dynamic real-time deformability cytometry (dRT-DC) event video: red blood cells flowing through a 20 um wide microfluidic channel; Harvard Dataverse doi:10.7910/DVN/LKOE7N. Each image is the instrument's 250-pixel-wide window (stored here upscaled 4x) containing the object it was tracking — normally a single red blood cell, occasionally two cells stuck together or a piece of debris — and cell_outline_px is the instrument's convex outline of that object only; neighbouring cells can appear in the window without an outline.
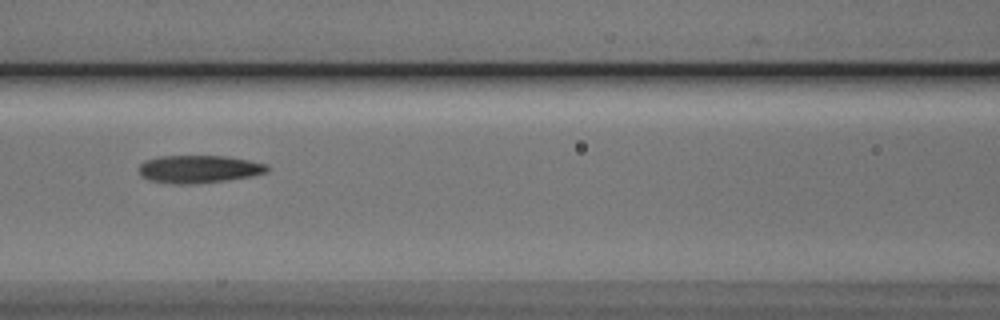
{"species": "Egyptian fruit bat (a non-hibernating species)", "species_latin": "Rousettus aegyptiacus", "temperature_condition": "cold", "stored_images_in_passage": 9, "camera_frame_rate_fps": 3000, "um_per_image_px": 0.085, "animal": {"sex": "male"}, "frame": {"image": 1, "passage_image": 6, "time_ms": 1.667, "image_size_px": [1000, 320], "cell_outline_px": [[268, 172], [228, 180], [188, 184], [176, 184], [152, 180], [144, 176], [140, 172], [140, 164], [144, 160], [156, 156], [228, 156], [268, 164]], "centroid_in_image_um": [16.92, 14.35], "position_along_channel_um": 149.7, "area_um2": 20.52}}
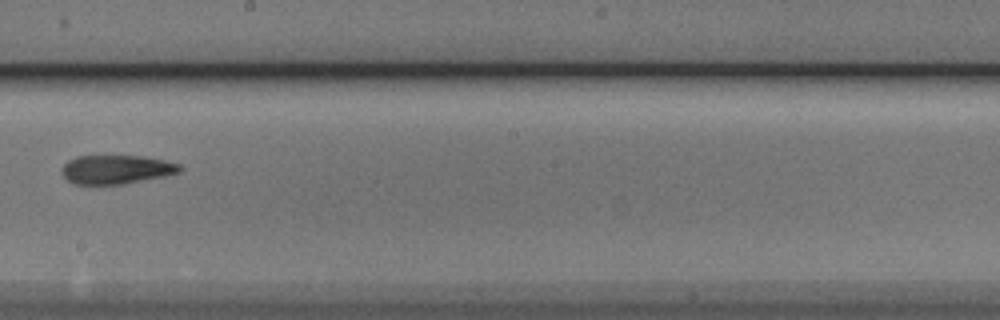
{"frame": {"image": 2, "passage_image": 8, "time_ms": 2.333, "image_size_px": [1000, 320], "cell_outline_px": [[184, 168], [180, 172], [164, 176], [120, 184], [76, 184], [68, 180], [64, 176], [60, 168], [68, 160], [76, 156], [144, 156], [164, 160], [180, 164]], "centroid_in_image_um": [9.89, 14.39], "position_along_channel_um": 238.3, "area_um2": 19.77}}
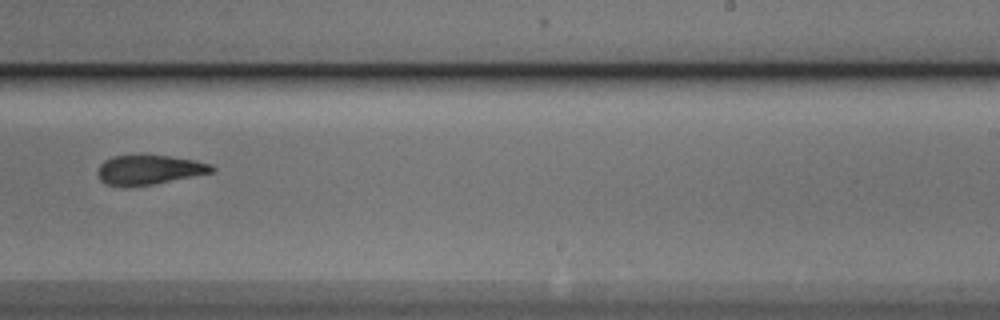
{"frame": {"image": 3, "passage_image": 9, "time_ms": 2.667, "image_size_px": [1000, 320], "cell_outline_px": [[216, 168], [212, 172], [152, 184], [128, 188], [108, 184], [100, 180], [96, 172], [100, 164], [104, 160], [112, 156], [168, 156], [196, 160], [212, 164]], "centroid_in_image_um": [12.64, 14.44], "position_along_channel_um": 276.4, "area_um2": 19.54}}